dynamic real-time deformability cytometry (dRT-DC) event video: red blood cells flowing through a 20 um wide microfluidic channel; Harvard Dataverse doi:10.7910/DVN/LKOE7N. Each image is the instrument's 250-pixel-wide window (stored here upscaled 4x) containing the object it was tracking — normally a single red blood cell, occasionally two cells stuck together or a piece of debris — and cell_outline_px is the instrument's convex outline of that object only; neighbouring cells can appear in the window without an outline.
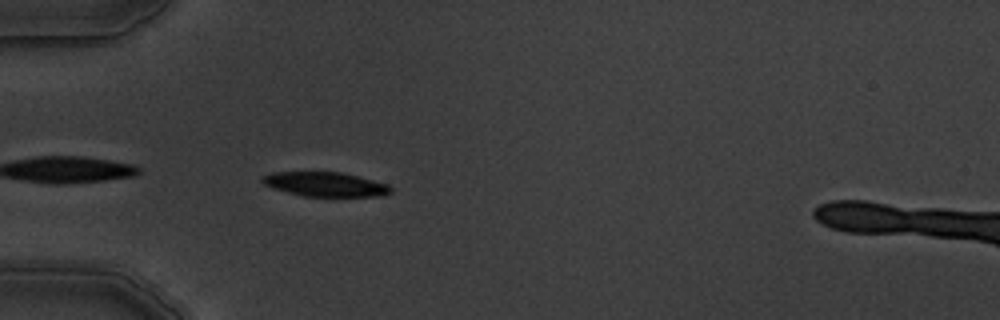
{"species": "common noctule bat (a hibernating species)", "species_latin": "Nyctalus noctula", "temperature_condition": "warm", "stored_images_in_passage": 7, "camera_frame_rate_fps": 3000, "um_per_image_px": 0.085, "animal": {"sex": "male", "body_mass_g": 19.5, "forearm_length_mm": 54.6}, "frame": {"image": 1, "passage_image": 6, "time_ms": 5.667, "image_size_px": [1000, 320], "cell_outline_px": [[392, 192], [384, 196], [304, 196], [288, 192], [264, 184], [260, 180], [260, 176], [272, 172], [340, 172], [388, 184], [392, 188]], "centroid_in_image_um": [27.65, 15.66], "position_along_channel_um": 57.3, "area_um2": 18.09}}